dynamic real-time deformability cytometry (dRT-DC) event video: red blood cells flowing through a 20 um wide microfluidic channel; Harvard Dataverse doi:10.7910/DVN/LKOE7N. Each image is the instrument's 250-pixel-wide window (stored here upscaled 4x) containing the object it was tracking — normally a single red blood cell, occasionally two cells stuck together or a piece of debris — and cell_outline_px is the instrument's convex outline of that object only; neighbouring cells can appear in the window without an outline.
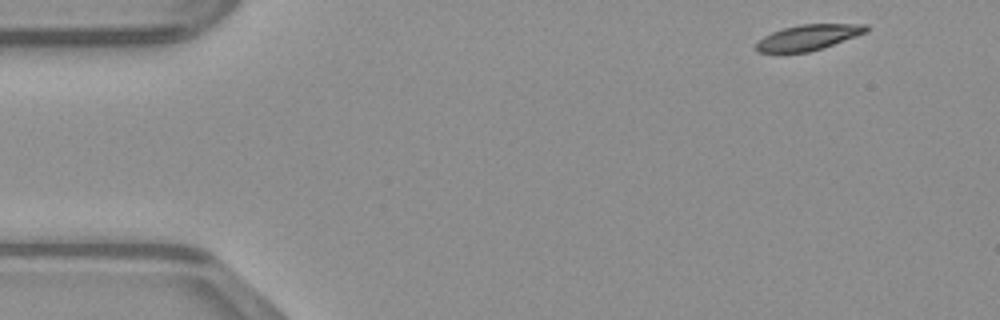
{"species": "common noctule bat (a hibernating species)", "species_latin": "Nyctalus noctula", "temperature_condition": "warm", "stored_images_in_passage": 45, "camera_frame_rate_fps": 3000, "um_per_image_px": 0.085, "animal": {"sex": "male", "body_mass_g": 23.1, "forearm_length_mm": 52.7}, "frame": {"image": 1, "passage_image": 1, "time_ms": 0.0, "image_size_px": [1000, 320], "cell_outline_px": [[868, 32], [808, 52], [756, 52], [756, 44], [764, 36], [772, 32], [784, 28], [800, 24], [868, 24]], "centroid_in_image_um": [68.71, 3.16], "position_along_channel_um": 16.3, "area_um2": 16.07}}
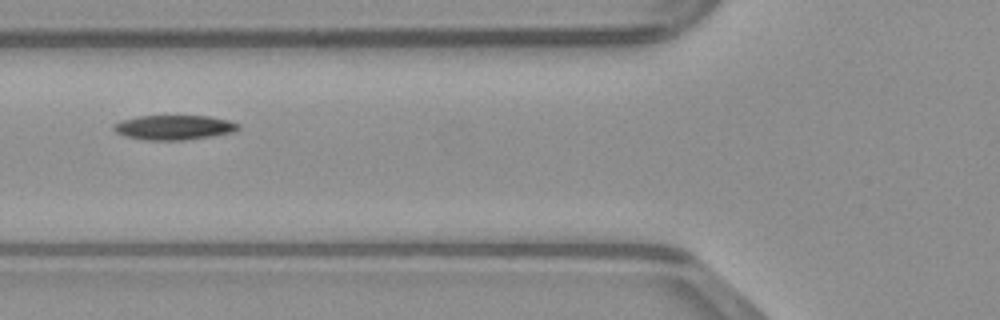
{"frame": {"image": 2, "passage_image": 15, "time_ms": 4.667, "image_size_px": [1000, 320], "cell_outline_px": [[240, 128], [236, 132], [212, 136], [184, 140], [144, 140], [124, 136], [116, 132], [112, 128], [112, 124], [120, 120], [140, 116], [208, 116], [228, 120], [240, 124]], "centroid_in_image_um": [14.78, 10.83], "position_along_channel_um": 111.0, "area_um2": 18.09}}
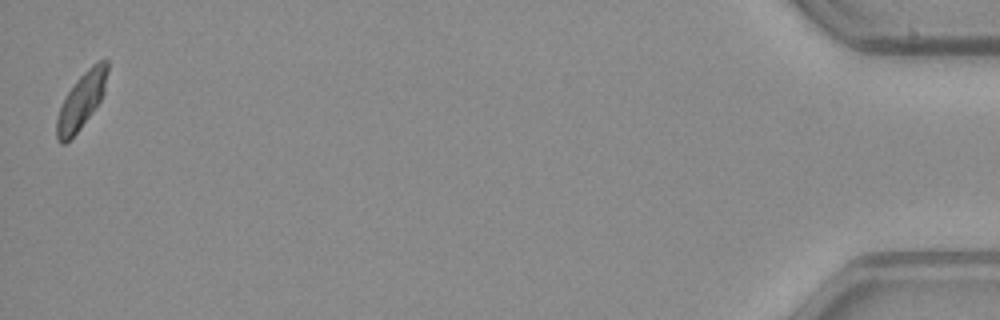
{"frame": {"image": 3, "passage_image": 45, "time_ms": 14.667, "image_size_px": [1000, 320], "cell_outline_px": [[108, 72], [104, 92], [100, 100], [80, 128], [64, 144], [60, 144], [56, 140], [56, 120], [60, 108], [68, 92], [76, 80], [92, 64], [100, 60], [108, 60]], "centroid_in_image_um": [6.91, 8.55], "position_along_channel_um": 428.3, "area_um2": 16.18}}